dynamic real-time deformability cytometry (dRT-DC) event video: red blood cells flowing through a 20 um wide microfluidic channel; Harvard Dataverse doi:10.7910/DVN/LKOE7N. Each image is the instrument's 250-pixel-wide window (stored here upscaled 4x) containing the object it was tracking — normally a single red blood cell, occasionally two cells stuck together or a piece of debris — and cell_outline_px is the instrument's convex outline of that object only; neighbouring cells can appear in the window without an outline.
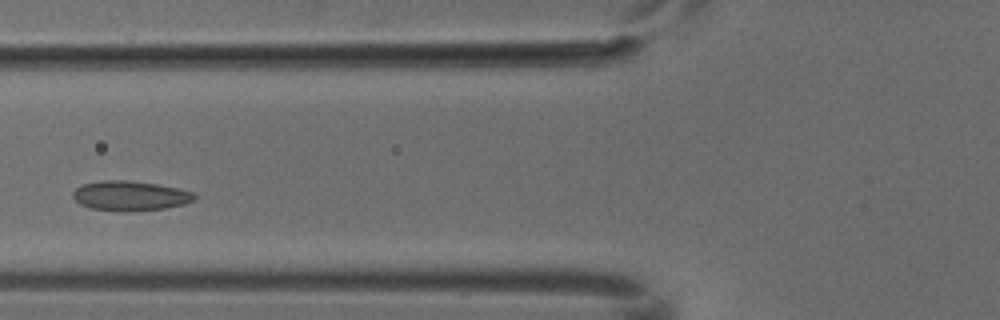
{"species": "common noctule bat (a hibernating species)", "species_latin": "Nyctalus noctula", "temperature_condition": "cold", "stored_images_in_passage": 4, "camera_frame_rate_fps": 3000, "um_per_image_px": 0.085, "animal": {"sex": "male", "body_mass_g": 18.8}, "frame": {"image": 1, "passage_image": 4, "time_ms": 1.0, "image_size_px": [1000, 320], "cell_outline_px": [[196, 200], [184, 204], [164, 208], [136, 212], [120, 212], [88, 208], [80, 204], [72, 196], [72, 192], [80, 184], [100, 180], [128, 180], [160, 184], [192, 192], [196, 196]], "centroid_in_image_um": [11.03, 16.65], "position_along_channel_um": 114.8, "area_um2": 21.56}}